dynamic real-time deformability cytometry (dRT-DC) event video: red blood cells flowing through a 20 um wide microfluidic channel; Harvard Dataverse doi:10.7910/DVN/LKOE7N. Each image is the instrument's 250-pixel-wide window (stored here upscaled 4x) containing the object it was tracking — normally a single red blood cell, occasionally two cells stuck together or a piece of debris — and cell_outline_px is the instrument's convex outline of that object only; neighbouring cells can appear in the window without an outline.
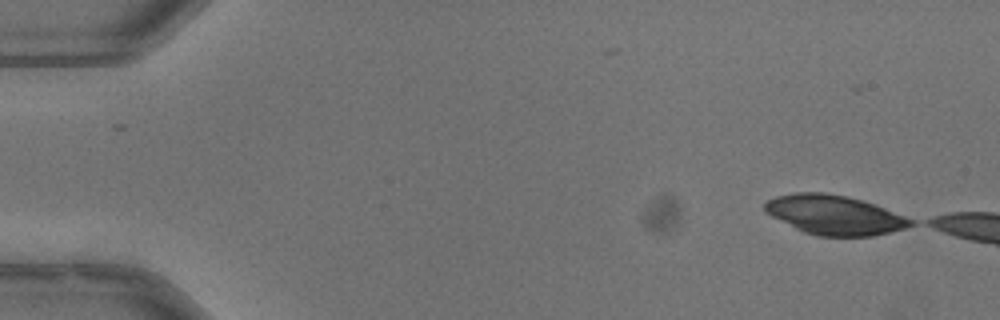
{"species": "common noctule bat (a hibernating species)", "species_latin": "Nyctalus noctula", "temperature_condition": "warm", "stored_images_in_passage": 2, "camera_frame_rate_fps": 3000, "um_per_image_px": 0.085, "animal": {"sex": "male", "body_mass_g": 13.3}, "frame": {"image": 1, "passage_image": 2, "time_ms": 0.333, "image_size_px": [1000, 320], "cell_outline_px": [[916, 224], [904, 228], [872, 236], [816, 236], [804, 232], [764, 212], [764, 204], [768, 200], [776, 196], [796, 192], [824, 192], [848, 196], [876, 204], [916, 220]], "centroid_in_image_um": [70.96, 18.26], "position_along_channel_um": 14.0, "area_um2": 33.64}}